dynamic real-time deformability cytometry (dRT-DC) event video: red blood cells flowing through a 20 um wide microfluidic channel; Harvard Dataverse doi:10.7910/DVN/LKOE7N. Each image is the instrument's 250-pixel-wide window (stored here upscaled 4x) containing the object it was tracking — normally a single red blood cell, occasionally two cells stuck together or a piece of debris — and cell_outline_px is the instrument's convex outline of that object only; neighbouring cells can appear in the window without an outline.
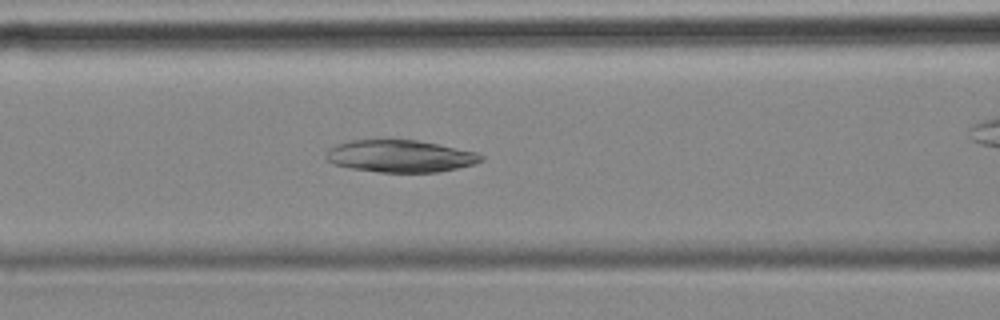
{"species": "common noctule bat (a hibernating species)", "species_latin": "Nyctalus noctula", "temperature_condition": "cold", "stored_images_in_passage": 40, "camera_frame_rate_fps": 3000, "um_per_image_px": 0.085, "animal": {"sex": "female", "body_mass_g": 18.4}, "frame": {"image": 1, "passage_image": 18, "time_ms": 5.667, "image_size_px": [1000, 320], "cell_outline_px": [[484, 160], [476, 164], [436, 172], [380, 172], [352, 168], [332, 164], [324, 156], [328, 148], [336, 144], [352, 140], [416, 140], [476, 152], [484, 156]], "centroid_in_image_um": [34.0, 13.27], "position_along_channel_um": 132.6, "area_um2": 28.96}}